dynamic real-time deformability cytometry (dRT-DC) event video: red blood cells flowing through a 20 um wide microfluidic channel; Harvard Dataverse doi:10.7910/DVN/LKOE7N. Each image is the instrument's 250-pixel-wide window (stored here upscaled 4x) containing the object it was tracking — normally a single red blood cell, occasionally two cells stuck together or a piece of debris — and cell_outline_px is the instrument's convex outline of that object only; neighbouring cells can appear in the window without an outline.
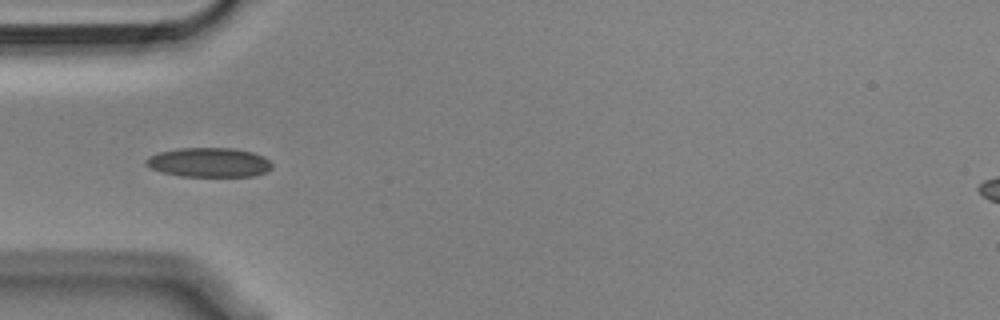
{"species": "Egyptian fruit bat (a non-hibernating species)", "species_latin": "Rousettus aegyptiacus", "temperature_condition": "cold", "stored_images_in_passage": 11, "camera_frame_rate_fps": 3000, "um_per_image_px": 0.085, "animal": {"sex": "male"}, "frame": {"image": 1, "passage_image": 4, "time_ms": 1.0, "image_size_px": [1000, 320], "cell_outline_px": [[272, 168], [264, 172], [252, 176], [180, 176], [160, 172], [144, 164], [144, 160], [148, 156], [156, 152], [176, 148], [232, 148], [252, 152], [264, 156], [272, 164]], "centroid_in_image_um": [17.71, 13.79], "position_along_channel_um": 67.3, "area_um2": 21.73}}
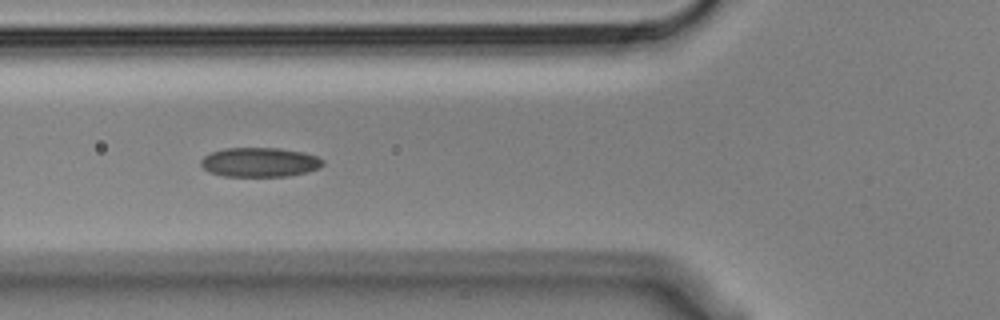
{"frame": {"image": 2, "passage_image": 7, "time_ms": 2.0, "image_size_px": [1000, 320], "cell_outline_px": [[324, 164], [320, 168], [304, 172], [284, 176], [224, 176], [208, 172], [200, 164], [200, 160], [204, 156], [212, 152], [224, 148], [280, 148], [304, 152], [316, 156], [324, 160]], "centroid_in_image_um": [22.06, 13.78], "position_along_channel_um": 103.7, "area_um2": 20.87}}